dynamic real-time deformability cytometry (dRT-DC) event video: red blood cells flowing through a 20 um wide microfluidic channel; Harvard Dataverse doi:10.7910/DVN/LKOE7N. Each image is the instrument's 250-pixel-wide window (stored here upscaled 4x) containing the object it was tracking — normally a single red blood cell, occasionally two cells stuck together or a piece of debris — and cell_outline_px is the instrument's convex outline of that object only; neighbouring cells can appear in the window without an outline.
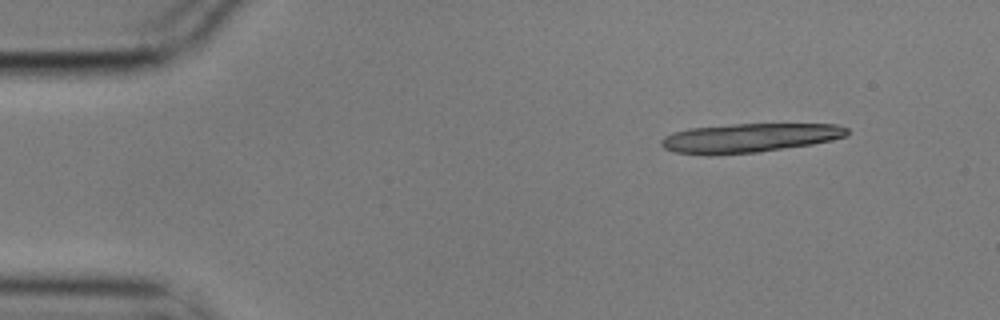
{"species": "common noctule bat (a hibernating species)", "species_latin": "Nyctalus noctula", "temperature_condition": "cold", "stored_images_in_passage": 4, "camera_frame_rate_fps": 3000, "um_per_image_px": 0.085, "animal": {"sex": "male", "body_mass_g": 17.9}, "frame": {"image": 1, "passage_image": 1, "time_ms": 0.0, "image_size_px": [1000, 320], "cell_outline_px": [[848, 136], [832, 140], [812, 144], [760, 152], [712, 156], [708, 156], [676, 152], [664, 148], [660, 144], [660, 140], [664, 136], [672, 132], [688, 128], [732, 124], [836, 124], [848, 128]], "centroid_in_image_um": [63.66, 11.73], "position_along_channel_um": 21.3, "area_um2": 31.91}}